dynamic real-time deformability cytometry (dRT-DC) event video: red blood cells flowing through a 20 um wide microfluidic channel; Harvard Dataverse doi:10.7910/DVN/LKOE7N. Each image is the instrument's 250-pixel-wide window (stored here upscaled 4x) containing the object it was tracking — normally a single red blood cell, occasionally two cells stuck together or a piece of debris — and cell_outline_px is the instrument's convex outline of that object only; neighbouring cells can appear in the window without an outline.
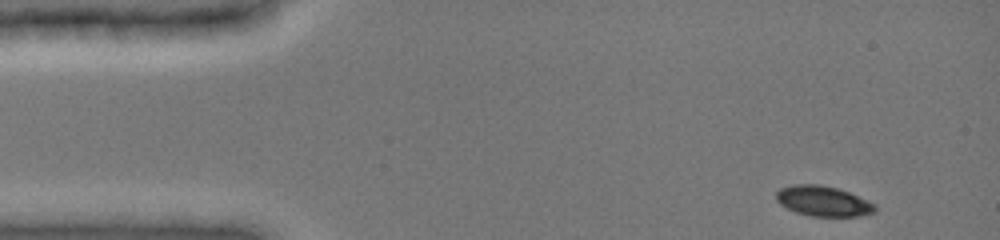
{"species": "common noctule bat (a hibernating species)", "species_latin": "Nyctalus noctula", "temperature_condition": "cold", "stored_images_in_passage": 16, "camera_frame_rate_fps": 3000, "um_per_image_px": 0.085, "animal": {"sex": "female", "body_mass_g": 19.0, "forearm_length_mm": 51.5}, "frame": {"image": 1, "passage_image": 1, "time_ms": 0.0, "image_size_px": [1000, 240], "cell_outline_px": [[876, 212], [860, 216], [812, 216], [796, 212], [780, 204], [776, 200], [776, 192], [780, 188], [796, 184], [816, 184], [836, 188], [848, 192], [876, 204]], "centroid_in_image_um": [69.97, 17.1], "position_along_channel_um": 15.0, "area_um2": 17.28}}
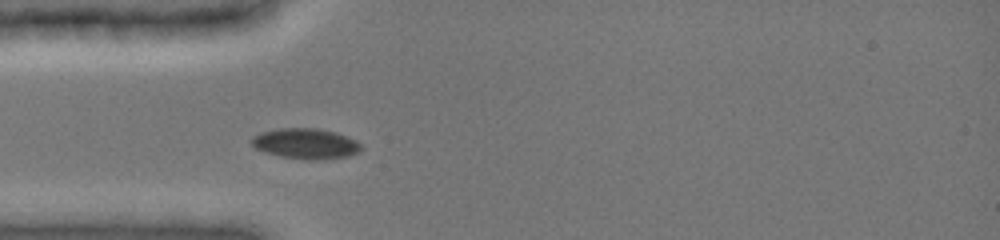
{"frame": {"image": 2, "passage_image": 10, "time_ms": 3.333, "image_size_px": [1000, 240], "cell_outline_px": [[360, 148], [356, 152], [348, 156], [320, 160], [280, 156], [256, 148], [252, 144], [252, 136], [260, 132], [280, 128], [316, 128], [336, 132], [356, 140], [360, 144]], "centroid_in_image_um": [25.98, 12.19], "position_along_channel_um": 59.0, "area_um2": 19.07}}
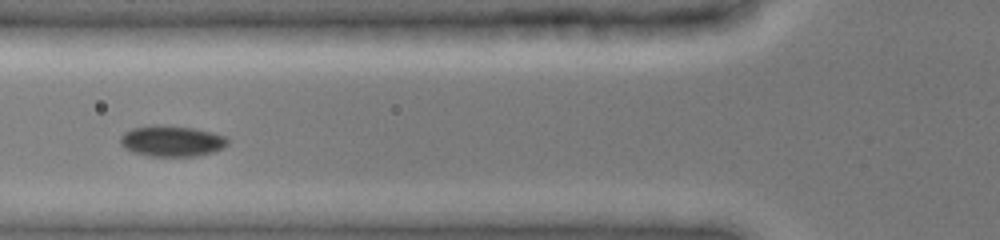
{"frame": {"image": 3, "passage_image": 14, "time_ms": 4.667, "image_size_px": [1000, 240], "cell_outline_px": [[228, 144], [212, 152], [196, 156], [148, 156], [132, 152], [124, 148], [120, 144], [120, 136], [124, 132], [132, 128], [152, 124], [164, 124], [196, 128], [212, 132], [224, 136], [228, 140]], "centroid_in_image_um": [14.54, 11.97], "position_along_channel_um": 111.3, "area_um2": 19.59}}